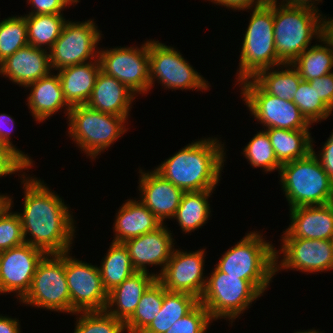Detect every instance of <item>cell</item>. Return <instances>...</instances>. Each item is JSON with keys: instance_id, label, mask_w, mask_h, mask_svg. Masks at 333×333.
I'll use <instances>...</instances> for the list:
<instances>
[{"instance_id": "9a60e30c", "label": "cell", "mask_w": 333, "mask_h": 333, "mask_svg": "<svg viewBox=\"0 0 333 333\" xmlns=\"http://www.w3.org/2000/svg\"><path fill=\"white\" fill-rule=\"evenodd\" d=\"M65 252V275L70 292V315L82 311H104L108 302L98 265Z\"/></svg>"}, {"instance_id": "277c9868", "label": "cell", "mask_w": 333, "mask_h": 333, "mask_svg": "<svg viewBox=\"0 0 333 333\" xmlns=\"http://www.w3.org/2000/svg\"><path fill=\"white\" fill-rule=\"evenodd\" d=\"M249 11L252 13L239 48L235 86L243 80L254 78L262 70L283 64L275 49L273 0L246 10Z\"/></svg>"}, {"instance_id": "f6af8a7d", "label": "cell", "mask_w": 333, "mask_h": 333, "mask_svg": "<svg viewBox=\"0 0 333 333\" xmlns=\"http://www.w3.org/2000/svg\"><path fill=\"white\" fill-rule=\"evenodd\" d=\"M327 140L321 145V150L316 151L314 146V137L312 139V151L317 156L321 162L322 167L325 172L329 175L330 179L333 181V130ZM316 151V152H315Z\"/></svg>"}, {"instance_id": "f1b7e54d", "label": "cell", "mask_w": 333, "mask_h": 333, "mask_svg": "<svg viewBox=\"0 0 333 333\" xmlns=\"http://www.w3.org/2000/svg\"><path fill=\"white\" fill-rule=\"evenodd\" d=\"M291 65L299 72L303 81L328 75L333 72V49L320 37L316 44L301 53Z\"/></svg>"}, {"instance_id": "5b68a950", "label": "cell", "mask_w": 333, "mask_h": 333, "mask_svg": "<svg viewBox=\"0 0 333 333\" xmlns=\"http://www.w3.org/2000/svg\"><path fill=\"white\" fill-rule=\"evenodd\" d=\"M129 118L103 113L86 104L74 105L67 117L66 134L94 162L128 132Z\"/></svg>"}, {"instance_id": "7bdbcfd3", "label": "cell", "mask_w": 333, "mask_h": 333, "mask_svg": "<svg viewBox=\"0 0 333 333\" xmlns=\"http://www.w3.org/2000/svg\"><path fill=\"white\" fill-rule=\"evenodd\" d=\"M26 1V0H25ZM31 9L26 14H64L71 6L65 0H27Z\"/></svg>"}, {"instance_id": "603a6c76", "label": "cell", "mask_w": 333, "mask_h": 333, "mask_svg": "<svg viewBox=\"0 0 333 333\" xmlns=\"http://www.w3.org/2000/svg\"><path fill=\"white\" fill-rule=\"evenodd\" d=\"M136 97L123 83L100 70L86 105L103 113L131 117Z\"/></svg>"}, {"instance_id": "bcb514c9", "label": "cell", "mask_w": 333, "mask_h": 333, "mask_svg": "<svg viewBox=\"0 0 333 333\" xmlns=\"http://www.w3.org/2000/svg\"><path fill=\"white\" fill-rule=\"evenodd\" d=\"M206 1V0H205ZM212 2L214 5L227 8L232 11H246L256 7H259L267 2V0H207Z\"/></svg>"}, {"instance_id": "816d5d0a", "label": "cell", "mask_w": 333, "mask_h": 333, "mask_svg": "<svg viewBox=\"0 0 333 333\" xmlns=\"http://www.w3.org/2000/svg\"><path fill=\"white\" fill-rule=\"evenodd\" d=\"M320 329H315V328H312V329H307V330H296L294 331V333H324L323 331H319Z\"/></svg>"}, {"instance_id": "7dc6e473", "label": "cell", "mask_w": 333, "mask_h": 333, "mask_svg": "<svg viewBox=\"0 0 333 333\" xmlns=\"http://www.w3.org/2000/svg\"><path fill=\"white\" fill-rule=\"evenodd\" d=\"M3 315L0 314V333H22L19 317L17 319L7 314Z\"/></svg>"}, {"instance_id": "7a4b0ae2", "label": "cell", "mask_w": 333, "mask_h": 333, "mask_svg": "<svg viewBox=\"0 0 333 333\" xmlns=\"http://www.w3.org/2000/svg\"><path fill=\"white\" fill-rule=\"evenodd\" d=\"M206 137L186 144L154 169L184 192L216 190L228 158L227 148L221 137Z\"/></svg>"}, {"instance_id": "5bb4252c", "label": "cell", "mask_w": 333, "mask_h": 333, "mask_svg": "<svg viewBox=\"0 0 333 333\" xmlns=\"http://www.w3.org/2000/svg\"><path fill=\"white\" fill-rule=\"evenodd\" d=\"M280 242L279 250L275 249V275L284 270L307 275L333 271L332 240L280 238Z\"/></svg>"}, {"instance_id": "8992f818", "label": "cell", "mask_w": 333, "mask_h": 333, "mask_svg": "<svg viewBox=\"0 0 333 333\" xmlns=\"http://www.w3.org/2000/svg\"><path fill=\"white\" fill-rule=\"evenodd\" d=\"M278 178L289 209L333 202V181L313 151L282 164Z\"/></svg>"}, {"instance_id": "e575fe53", "label": "cell", "mask_w": 333, "mask_h": 333, "mask_svg": "<svg viewBox=\"0 0 333 333\" xmlns=\"http://www.w3.org/2000/svg\"><path fill=\"white\" fill-rule=\"evenodd\" d=\"M241 149V154L252 168H260L265 174L276 171L279 174L281 164L277 160L269 136L264 129L257 131Z\"/></svg>"}, {"instance_id": "30bf717a", "label": "cell", "mask_w": 333, "mask_h": 333, "mask_svg": "<svg viewBox=\"0 0 333 333\" xmlns=\"http://www.w3.org/2000/svg\"><path fill=\"white\" fill-rule=\"evenodd\" d=\"M240 98L262 129L310 130L312 124L292 101L268 94L253 78L238 84Z\"/></svg>"}, {"instance_id": "1f68e13d", "label": "cell", "mask_w": 333, "mask_h": 333, "mask_svg": "<svg viewBox=\"0 0 333 333\" xmlns=\"http://www.w3.org/2000/svg\"><path fill=\"white\" fill-rule=\"evenodd\" d=\"M268 94L292 100L302 81L299 72L291 64H282L260 71L253 78Z\"/></svg>"}, {"instance_id": "681fc988", "label": "cell", "mask_w": 333, "mask_h": 333, "mask_svg": "<svg viewBox=\"0 0 333 333\" xmlns=\"http://www.w3.org/2000/svg\"><path fill=\"white\" fill-rule=\"evenodd\" d=\"M328 17V18H327ZM322 37L330 44L333 49V17L323 14L322 16Z\"/></svg>"}, {"instance_id": "3957f363", "label": "cell", "mask_w": 333, "mask_h": 333, "mask_svg": "<svg viewBox=\"0 0 333 333\" xmlns=\"http://www.w3.org/2000/svg\"><path fill=\"white\" fill-rule=\"evenodd\" d=\"M263 235L262 230L247 231L242 239L221 254L214 266L227 276L250 281L264 295L276 276V247Z\"/></svg>"}, {"instance_id": "d4e9b609", "label": "cell", "mask_w": 333, "mask_h": 333, "mask_svg": "<svg viewBox=\"0 0 333 333\" xmlns=\"http://www.w3.org/2000/svg\"><path fill=\"white\" fill-rule=\"evenodd\" d=\"M154 271L136 272L111 290L105 310L125 323L135 312L143 293L157 279Z\"/></svg>"}, {"instance_id": "e0dca14e", "label": "cell", "mask_w": 333, "mask_h": 333, "mask_svg": "<svg viewBox=\"0 0 333 333\" xmlns=\"http://www.w3.org/2000/svg\"><path fill=\"white\" fill-rule=\"evenodd\" d=\"M45 255L28 243L1 251L0 295L13 293L20 302L29 292L37 266Z\"/></svg>"}, {"instance_id": "836d02e7", "label": "cell", "mask_w": 333, "mask_h": 333, "mask_svg": "<svg viewBox=\"0 0 333 333\" xmlns=\"http://www.w3.org/2000/svg\"><path fill=\"white\" fill-rule=\"evenodd\" d=\"M165 287L156 279L143 293L133 315L125 322L126 333H142L160 312Z\"/></svg>"}, {"instance_id": "7402d4cb", "label": "cell", "mask_w": 333, "mask_h": 333, "mask_svg": "<svg viewBox=\"0 0 333 333\" xmlns=\"http://www.w3.org/2000/svg\"><path fill=\"white\" fill-rule=\"evenodd\" d=\"M30 90L26 99V106L35 123H43L51 119L58 112H64L67 120L71 106L64 98L61 82L57 72L51 71L48 75L29 84ZM67 116V117H66Z\"/></svg>"}, {"instance_id": "4316f807", "label": "cell", "mask_w": 333, "mask_h": 333, "mask_svg": "<svg viewBox=\"0 0 333 333\" xmlns=\"http://www.w3.org/2000/svg\"><path fill=\"white\" fill-rule=\"evenodd\" d=\"M215 190H201L185 192L181 203L171 219L178 224L183 234H189L206 226L213 211H211L210 197ZM176 220V221H175ZM178 222V223H177Z\"/></svg>"}, {"instance_id": "4dcf8cb0", "label": "cell", "mask_w": 333, "mask_h": 333, "mask_svg": "<svg viewBox=\"0 0 333 333\" xmlns=\"http://www.w3.org/2000/svg\"><path fill=\"white\" fill-rule=\"evenodd\" d=\"M99 267L103 286L109 293L137 271L123 243L110 242Z\"/></svg>"}, {"instance_id": "6da1fadb", "label": "cell", "mask_w": 333, "mask_h": 333, "mask_svg": "<svg viewBox=\"0 0 333 333\" xmlns=\"http://www.w3.org/2000/svg\"><path fill=\"white\" fill-rule=\"evenodd\" d=\"M35 176L27 173L20 181L24 199L22 212L17 213L22 222L25 243L46 254L72 251L78 228L76 217L69 203L51 190L44 180Z\"/></svg>"}, {"instance_id": "f546056e", "label": "cell", "mask_w": 333, "mask_h": 333, "mask_svg": "<svg viewBox=\"0 0 333 333\" xmlns=\"http://www.w3.org/2000/svg\"><path fill=\"white\" fill-rule=\"evenodd\" d=\"M198 303L199 299L191 294L165 290L160 312L142 333H165Z\"/></svg>"}, {"instance_id": "9c48e42d", "label": "cell", "mask_w": 333, "mask_h": 333, "mask_svg": "<svg viewBox=\"0 0 333 333\" xmlns=\"http://www.w3.org/2000/svg\"><path fill=\"white\" fill-rule=\"evenodd\" d=\"M149 92L159 83L164 90H210L211 84L177 49L149 38ZM210 84V85H209ZM154 86V87H153Z\"/></svg>"}, {"instance_id": "cb8c5ba5", "label": "cell", "mask_w": 333, "mask_h": 333, "mask_svg": "<svg viewBox=\"0 0 333 333\" xmlns=\"http://www.w3.org/2000/svg\"><path fill=\"white\" fill-rule=\"evenodd\" d=\"M112 226V242L123 243L156 230L162 225L160 220L136 197L122 203L115 213Z\"/></svg>"}, {"instance_id": "44dd1931", "label": "cell", "mask_w": 333, "mask_h": 333, "mask_svg": "<svg viewBox=\"0 0 333 333\" xmlns=\"http://www.w3.org/2000/svg\"><path fill=\"white\" fill-rule=\"evenodd\" d=\"M52 71L49 51L31 46L18 49L0 63V76L25 89Z\"/></svg>"}, {"instance_id": "484cf974", "label": "cell", "mask_w": 333, "mask_h": 333, "mask_svg": "<svg viewBox=\"0 0 333 333\" xmlns=\"http://www.w3.org/2000/svg\"><path fill=\"white\" fill-rule=\"evenodd\" d=\"M100 70V61L97 59L57 71L64 98L71 107L88 102Z\"/></svg>"}, {"instance_id": "c3c4849f", "label": "cell", "mask_w": 333, "mask_h": 333, "mask_svg": "<svg viewBox=\"0 0 333 333\" xmlns=\"http://www.w3.org/2000/svg\"><path fill=\"white\" fill-rule=\"evenodd\" d=\"M276 1L286 6H297V7L312 9L323 15L322 11L317 6L320 2L323 3V0H280V1L276 0Z\"/></svg>"}, {"instance_id": "f35d334b", "label": "cell", "mask_w": 333, "mask_h": 333, "mask_svg": "<svg viewBox=\"0 0 333 333\" xmlns=\"http://www.w3.org/2000/svg\"><path fill=\"white\" fill-rule=\"evenodd\" d=\"M13 199L10 195V205L0 215V252L25 243L20 216L12 210Z\"/></svg>"}, {"instance_id": "52a82bcc", "label": "cell", "mask_w": 333, "mask_h": 333, "mask_svg": "<svg viewBox=\"0 0 333 333\" xmlns=\"http://www.w3.org/2000/svg\"><path fill=\"white\" fill-rule=\"evenodd\" d=\"M322 16L312 9L286 6L273 0L275 49L283 64H292L322 37Z\"/></svg>"}, {"instance_id": "d6a6232c", "label": "cell", "mask_w": 333, "mask_h": 333, "mask_svg": "<svg viewBox=\"0 0 333 333\" xmlns=\"http://www.w3.org/2000/svg\"><path fill=\"white\" fill-rule=\"evenodd\" d=\"M31 46L50 50L68 21L63 14H24Z\"/></svg>"}, {"instance_id": "ac0fdd59", "label": "cell", "mask_w": 333, "mask_h": 333, "mask_svg": "<svg viewBox=\"0 0 333 333\" xmlns=\"http://www.w3.org/2000/svg\"><path fill=\"white\" fill-rule=\"evenodd\" d=\"M171 232L173 230L165 223L154 231L123 242L137 272H149L151 266H160L158 272H154L156 277L163 272L174 248L178 246Z\"/></svg>"}, {"instance_id": "ba28073f", "label": "cell", "mask_w": 333, "mask_h": 333, "mask_svg": "<svg viewBox=\"0 0 333 333\" xmlns=\"http://www.w3.org/2000/svg\"><path fill=\"white\" fill-rule=\"evenodd\" d=\"M208 275L199 302L215 322L225 319L229 326H233V322L263 296L250 281L239 276H227L215 266Z\"/></svg>"}, {"instance_id": "f5cc1de1", "label": "cell", "mask_w": 333, "mask_h": 333, "mask_svg": "<svg viewBox=\"0 0 333 333\" xmlns=\"http://www.w3.org/2000/svg\"><path fill=\"white\" fill-rule=\"evenodd\" d=\"M71 7L77 5L81 0H65Z\"/></svg>"}, {"instance_id": "ee69618b", "label": "cell", "mask_w": 333, "mask_h": 333, "mask_svg": "<svg viewBox=\"0 0 333 333\" xmlns=\"http://www.w3.org/2000/svg\"><path fill=\"white\" fill-rule=\"evenodd\" d=\"M318 97L333 111V72L308 81Z\"/></svg>"}, {"instance_id": "d590c367", "label": "cell", "mask_w": 333, "mask_h": 333, "mask_svg": "<svg viewBox=\"0 0 333 333\" xmlns=\"http://www.w3.org/2000/svg\"><path fill=\"white\" fill-rule=\"evenodd\" d=\"M28 44L27 24L23 14H11L0 20V63Z\"/></svg>"}, {"instance_id": "8d00e7d4", "label": "cell", "mask_w": 333, "mask_h": 333, "mask_svg": "<svg viewBox=\"0 0 333 333\" xmlns=\"http://www.w3.org/2000/svg\"><path fill=\"white\" fill-rule=\"evenodd\" d=\"M76 315L73 333H126L125 323L106 310L82 311Z\"/></svg>"}, {"instance_id": "60d3db41", "label": "cell", "mask_w": 333, "mask_h": 333, "mask_svg": "<svg viewBox=\"0 0 333 333\" xmlns=\"http://www.w3.org/2000/svg\"><path fill=\"white\" fill-rule=\"evenodd\" d=\"M30 169L33 168L13 148L0 142V178L15 174L21 180Z\"/></svg>"}, {"instance_id": "b9f144b4", "label": "cell", "mask_w": 333, "mask_h": 333, "mask_svg": "<svg viewBox=\"0 0 333 333\" xmlns=\"http://www.w3.org/2000/svg\"><path fill=\"white\" fill-rule=\"evenodd\" d=\"M15 125V119L10 114L0 113V142L13 148L31 167H35V161L32 157L17 148L11 141L13 139L12 131L16 128Z\"/></svg>"}, {"instance_id": "f907efd6", "label": "cell", "mask_w": 333, "mask_h": 333, "mask_svg": "<svg viewBox=\"0 0 333 333\" xmlns=\"http://www.w3.org/2000/svg\"><path fill=\"white\" fill-rule=\"evenodd\" d=\"M10 195L3 194L0 192V215L5 211V209L10 205Z\"/></svg>"}, {"instance_id": "2e32d148", "label": "cell", "mask_w": 333, "mask_h": 333, "mask_svg": "<svg viewBox=\"0 0 333 333\" xmlns=\"http://www.w3.org/2000/svg\"><path fill=\"white\" fill-rule=\"evenodd\" d=\"M206 251V248L195 251L174 248L157 280L167 291L188 293L200 299L208 276L204 273Z\"/></svg>"}, {"instance_id": "8fae6325", "label": "cell", "mask_w": 333, "mask_h": 333, "mask_svg": "<svg viewBox=\"0 0 333 333\" xmlns=\"http://www.w3.org/2000/svg\"><path fill=\"white\" fill-rule=\"evenodd\" d=\"M19 303L45 311L70 314L65 253L46 254L42 258L33 276L29 292Z\"/></svg>"}, {"instance_id": "ffe728a7", "label": "cell", "mask_w": 333, "mask_h": 333, "mask_svg": "<svg viewBox=\"0 0 333 333\" xmlns=\"http://www.w3.org/2000/svg\"><path fill=\"white\" fill-rule=\"evenodd\" d=\"M288 210L290 223L280 238L333 240V202Z\"/></svg>"}, {"instance_id": "ab89813d", "label": "cell", "mask_w": 333, "mask_h": 333, "mask_svg": "<svg viewBox=\"0 0 333 333\" xmlns=\"http://www.w3.org/2000/svg\"><path fill=\"white\" fill-rule=\"evenodd\" d=\"M213 320L209 312L199 302L187 315L183 316L165 333H207Z\"/></svg>"}, {"instance_id": "83f0119b", "label": "cell", "mask_w": 333, "mask_h": 333, "mask_svg": "<svg viewBox=\"0 0 333 333\" xmlns=\"http://www.w3.org/2000/svg\"><path fill=\"white\" fill-rule=\"evenodd\" d=\"M269 136L278 162L284 163L306 157L312 151L311 130L264 129Z\"/></svg>"}, {"instance_id": "74e56055", "label": "cell", "mask_w": 333, "mask_h": 333, "mask_svg": "<svg viewBox=\"0 0 333 333\" xmlns=\"http://www.w3.org/2000/svg\"><path fill=\"white\" fill-rule=\"evenodd\" d=\"M292 101L312 125L320 124L333 115V111L318 97L315 88L307 81L300 82Z\"/></svg>"}, {"instance_id": "4fadbf2b", "label": "cell", "mask_w": 333, "mask_h": 333, "mask_svg": "<svg viewBox=\"0 0 333 333\" xmlns=\"http://www.w3.org/2000/svg\"><path fill=\"white\" fill-rule=\"evenodd\" d=\"M126 46L100 47L101 71L119 80L137 97L143 96L150 88L149 39L139 44L140 47L137 44Z\"/></svg>"}, {"instance_id": "d6986e66", "label": "cell", "mask_w": 333, "mask_h": 333, "mask_svg": "<svg viewBox=\"0 0 333 333\" xmlns=\"http://www.w3.org/2000/svg\"><path fill=\"white\" fill-rule=\"evenodd\" d=\"M138 200L142 202L159 220L165 224L171 220L178 209L183 194L179 187L161 176L154 168H138Z\"/></svg>"}, {"instance_id": "7c38bea8", "label": "cell", "mask_w": 333, "mask_h": 333, "mask_svg": "<svg viewBox=\"0 0 333 333\" xmlns=\"http://www.w3.org/2000/svg\"><path fill=\"white\" fill-rule=\"evenodd\" d=\"M98 28L94 17L82 22L69 18L61 35L49 50L52 71L97 60L98 45L104 37Z\"/></svg>"}]
</instances>
